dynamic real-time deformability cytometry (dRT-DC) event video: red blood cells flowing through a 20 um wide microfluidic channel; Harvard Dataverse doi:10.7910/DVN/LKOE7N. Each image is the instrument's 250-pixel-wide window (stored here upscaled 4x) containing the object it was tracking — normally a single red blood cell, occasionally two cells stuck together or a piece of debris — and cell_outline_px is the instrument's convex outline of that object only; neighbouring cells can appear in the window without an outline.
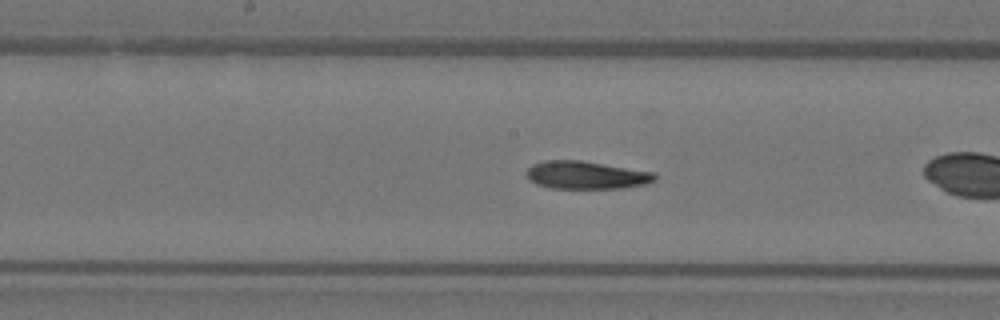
{"species": "Egyptian fruit bat (a non-hibernating species)", "species_latin": "Rousettus aegyptiacus", "temperature_condition": "warm", "stored_images_in_passage": 37, "camera_frame_rate_fps": 3000, "um_per_image_px": 0.085, "animal": {"sex": "female"}, "frame": {"image": 1, "passage_image": 11, "time_ms": 3.333, "image_size_px": [1000, 320], "cell_outline_px": [[660, 176], [656, 180], [644, 184], [624, 188], [552, 188], [536, 184], [528, 180], [524, 172], [532, 164], [544, 160], [580, 160], [656, 172]], "centroid_in_image_um": [49.83, 14.87], "position_along_channel_um": 198.4, "area_um2": 21.15}}
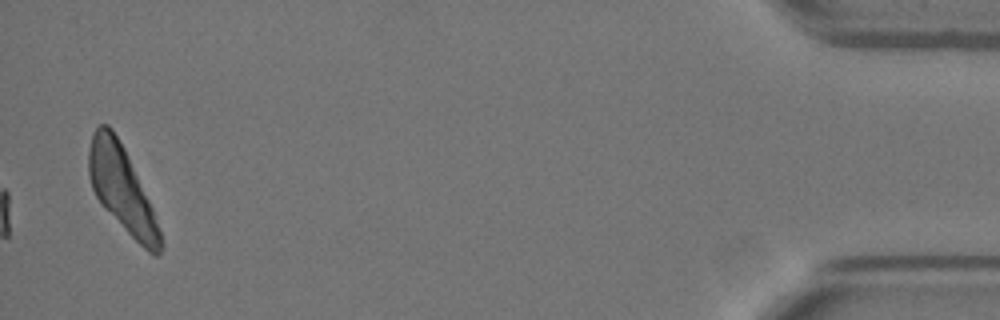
{"frame": {"image": 2, "passage_image": 37, "time_ms": 12.0, "image_size_px": [1000, 320], "cell_outline_px": [[164, 244], [160, 252], [156, 256], [148, 252], [104, 208], [96, 196], [92, 188], [88, 176], [88, 152], [92, 132], [100, 124], [108, 124], [112, 128], [124, 148], [152, 208]], "centroid_in_image_um": [10.33, 16.05], "position_along_channel_um": 424.9, "area_um2": 34.91}, "authors_computed_cell_mechanics": {"area_um2": 21.1548, "velocity_mm_per_s": 3.9681, "shape_relaxation_time_tau1_ms": 7.0796, "shape_relaxation_time_tau2_ms": 4.8814, "deformation_change_tau1": 0.2261, "deformation_change_tau2": 0.1016}}